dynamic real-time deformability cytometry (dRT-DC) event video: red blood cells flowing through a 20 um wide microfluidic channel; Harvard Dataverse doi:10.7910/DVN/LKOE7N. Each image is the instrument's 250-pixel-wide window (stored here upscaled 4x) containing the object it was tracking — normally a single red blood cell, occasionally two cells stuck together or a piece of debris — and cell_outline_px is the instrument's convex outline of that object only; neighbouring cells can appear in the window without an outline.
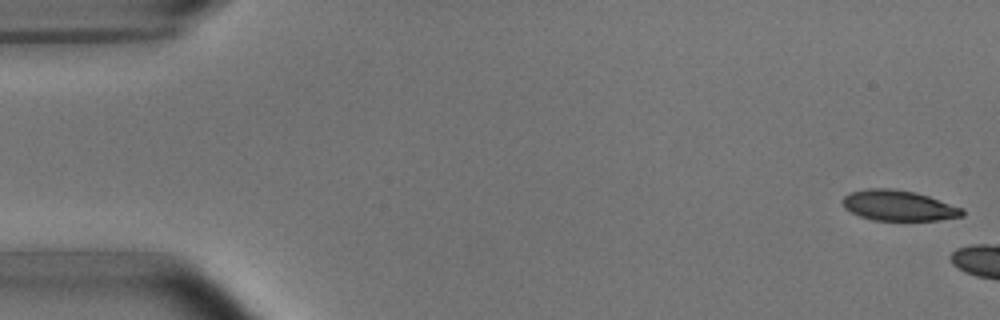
{"species": "common noctule bat (a hibernating species)", "species_latin": "Nyctalus noctula", "temperature_condition": "room temperature", "stored_images_in_passage": 3, "camera_frame_rate_fps": 3000, "um_per_image_px": 0.085, "animal": {"sex": "male", "body_mass_g": 15.6}, "frame": {"image": 1, "passage_image": 1, "time_ms": 0.0, "image_size_px": [1000, 320], "cell_outline_px": [[964, 216], [940, 220], [872, 220], [860, 216], [844, 208], [840, 200], [844, 196], [852, 192], [868, 188], [892, 188], [916, 192], [964, 208]], "centroid_in_image_um": [76.38, 17.47], "position_along_channel_um": 8.6, "area_um2": 21.39}}